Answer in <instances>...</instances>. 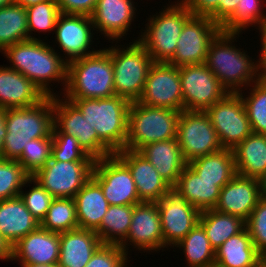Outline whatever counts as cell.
<instances>
[{"mask_svg": "<svg viewBox=\"0 0 266 267\" xmlns=\"http://www.w3.org/2000/svg\"><path fill=\"white\" fill-rule=\"evenodd\" d=\"M12 63L10 68L20 72L32 81L45 96H55L49 84L52 81L62 82V90L67 84V63L64 56L43 42L41 39H28L18 42L3 50ZM61 80V81H60ZM49 87V88H48Z\"/></svg>", "mask_w": 266, "mask_h": 267, "instance_id": "1", "label": "cell"}, {"mask_svg": "<svg viewBox=\"0 0 266 267\" xmlns=\"http://www.w3.org/2000/svg\"><path fill=\"white\" fill-rule=\"evenodd\" d=\"M7 135L2 158L17 160L32 139L49 137L53 131V96L25 108L5 109Z\"/></svg>", "mask_w": 266, "mask_h": 267, "instance_id": "2", "label": "cell"}, {"mask_svg": "<svg viewBox=\"0 0 266 267\" xmlns=\"http://www.w3.org/2000/svg\"><path fill=\"white\" fill-rule=\"evenodd\" d=\"M239 34L220 31L210 43L205 61L228 93H239L241 86L249 87L256 82V63L244 50L241 52L231 44Z\"/></svg>", "mask_w": 266, "mask_h": 267, "instance_id": "3", "label": "cell"}, {"mask_svg": "<svg viewBox=\"0 0 266 267\" xmlns=\"http://www.w3.org/2000/svg\"><path fill=\"white\" fill-rule=\"evenodd\" d=\"M64 98H109L115 96L112 59L100 49L67 64Z\"/></svg>", "mask_w": 266, "mask_h": 267, "instance_id": "4", "label": "cell"}, {"mask_svg": "<svg viewBox=\"0 0 266 267\" xmlns=\"http://www.w3.org/2000/svg\"><path fill=\"white\" fill-rule=\"evenodd\" d=\"M82 112L98 137L114 152L123 150L128 134L130 102L117 95L109 98H66Z\"/></svg>", "mask_w": 266, "mask_h": 267, "instance_id": "5", "label": "cell"}, {"mask_svg": "<svg viewBox=\"0 0 266 267\" xmlns=\"http://www.w3.org/2000/svg\"><path fill=\"white\" fill-rule=\"evenodd\" d=\"M180 111L132 102L125 148L139 151L149 143L176 138Z\"/></svg>", "mask_w": 266, "mask_h": 267, "instance_id": "6", "label": "cell"}, {"mask_svg": "<svg viewBox=\"0 0 266 267\" xmlns=\"http://www.w3.org/2000/svg\"><path fill=\"white\" fill-rule=\"evenodd\" d=\"M164 9L149 18L147 28L138 39L154 62H169L173 58L180 33L193 16L180 1Z\"/></svg>", "mask_w": 266, "mask_h": 267, "instance_id": "7", "label": "cell"}, {"mask_svg": "<svg viewBox=\"0 0 266 267\" xmlns=\"http://www.w3.org/2000/svg\"><path fill=\"white\" fill-rule=\"evenodd\" d=\"M107 50L112 59L115 94L130 103L137 102L154 61L138 40L126 49L112 46Z\"/></svg>", "mask_w": 266, "mask_h": 267, "instance_id": "8", "label": "cell"}, {"mask_svg": "<svg viewBox=\"0 0 266 267\" xmlns=\"http://www.w3.org/2000/svg\"><path fill=\"white\" fill-rule=\"evenodd\" d=\"M53 126L52 133L74 136L83 150L94 160L114 154L84 119L79 108L66 98L60 100L58 95L53 96Z\"/></svg>", "mask_w": 266, "mask_h": 267, "instance_id": "9", "label": "cell"}, {"mask_svg": "<svg viewBox=\"0 0 266 267\" xmlns=\"http://www.w3.org/2000/svg\"><path fill=\"white\" fill-rule=\"evenodd\" d=\"M176 138L187 163L223 149L205 111H181Z\"/></svg>", "mask_w": 266, "mask_h": 267, "instance_id": "10", "label": "cell"}, {"mask_svg": "<svg viewBox=\"0 0 266 267\" xmlns=\"http://www.w3.org/2000/svg\"><path fill=\"white\" fill-rule=\"evenodd\" d=\"M223 148L234 149L252 133L242 97L228 93L205 110Z\"/></svg>", "mask_w": 266, "mask_h": 267, "instance_id": "11", "label": "cell"}, {"mask_svg": "<svg viewBox=\"0 0 266 267\" xmlns=\"http://www.w3.org/2000/svg\"><path fill=\"white\" fill-rule=\"evenodd\" d=\"M94 161H56L52 157L33 176L54 198H74L91 178Z\"/></svg>", "mask_w": 266, "mask_h": 267, "instance_id": "12", "label": "cell"}, {"mask_svg": "<svg viewBox=\"0 0 266 267\" xmlns=\"http://www.w3.org/2000/svg\"><path fill=\"white\" fill-rule=\"evenodd\" d=\"M91 177L101 186L109 205H136L142 202L129 168L115 154L96 159Z\"/></svg>", "mask_w": 266, "mask_h": 267, "instance_id": "13", "label": "cell"}, {"mask_svg": "<svg viewBox=\"0 0 266 267\" xmlns=\"http://www.w3.org/2000/svg\"><path fill=\"white\" fill-rule=\"evenodd\" d=\"M184 110L205 111L228 91L205 63L179 67Z\"/></svg>", "mask_w": 266, "mask_h": 267, "instance_id": "14", "label": "cell"}, {"mask_svg": "<svg viewBox=\"0 0 266 267\" xmlns=\"http://www.w3.org/2000/svg\"><path fill=\"white\" fill-rule=\"evenodd\" d=\"M140 104L183 111L179 68L169 62H153L149 68Z\"/></svg>", "mask_w": 266, "mask_h": 267, "instance_id": "15", "label": "cell"}, {"mask_svg": "<svg viewBox=\"0 0 266 267\" xmlns=\"http://www.w3.org/2000/svg\"><path fill=\"white\" fill-rule=\"evenodd\" d=\"M221 27L210 17L192 16L184 25L177 41V48L169 63L176 67L203 64L209 45Z\"/></svg>", "mask_w": 266, "mask_h": 267, "instance_id": "16", "label": "cell"}, {"mask_svg": "<svg viewBox=\"0 0 266 267\" xmlns=\"http://www.w3.org/2000/svg\"><path fill=\"white\" fill-rule=\"evenodd\" d=\"M157 205L164 248L175 246L199 223L201 211L173 189L158 201Z\"/></svg>", "mask_w": 266, "mask_h": 267, "instance_id": "17", "label": "cell"}, {"mask_svg": "<svg viewBox=\"0 0 266 267\" xmlns=\"http://www.w3.org/2000/svg\"><path fill=\"white\" fill-rule=\"evenodd\" d=\"M130 240V241H129ZM152 252L164 248L157 202H141L133 207L132 221L126 239L119 245L127 254V244Z\"/></svg>", "mask_w": 266, "mask_h": 267, "instance_id": "18", "label": "cell"}, {"mask_svg": "<svg viewBox=\"0 0 266 267\" xmlns=\"http://www.w3.org/2000/svg\"><path fill=\"white\" fill-rule=\"evenodd\" d=\"M92 29L95 31L91 16L64 13L59 15L54 29L55 39L58 42L56 44H59L67 55L65 56L67 64L97 52L88 50L91 42H94Z\"/></svg>", "mask_w": 266, "mask_h": 267, "instance_id": "19", "label": "cell"}, {"mask_svg": "<svg viewBox=\"0 0 266 267\" xmlns=\"http://www.w3.org/2000/svg\"><path fill=\"white\" fill-rule=\"evenodd\" d=\"M114 154L129 168L142 202H158L172 189L154 165L138 151L123 149Z\"/></svg>", "mask_w": 266, "mask_h": 267, "instance_id": "20", "label": "cell"}, {"mask_svg": "<svg viewBox=\"0 0 266 267\" xmlns=\"http://www.w3.org/2000/svg\"><path fill=\"white\" fill-rule=\"evenodd\" d=\"M258 180L236 174L221 190L215 210L246 221L261 198Z\"/></svg>", "mask_w": 266, "mask_h": 267, "instance_id": "21", "label": "cell"}, {"mask_svg": "<svg viewBox=\"0 0 266 267\" xmlns=\"http://www.w3.org/2000/svg\"><path fill=\"white\" fill-rule=\"evenodd\" d=\"M60 233L39 226L12 246V261L21 264H58Z\"/></svg>", "mask_w": 266, "mask_h": 267, "instance_id": "22", "label": "cell"}, {"mask_svg": "<svg viewBox=\"0 0 266 267\" xmlns=\"http://www.w3.org/2000/svg\"><path fill=\"white\" fill-rule=\"evenodd\" d=\"M135 10L132 0H97L91 19L95 30L115 41L127 35Z\"/></svg>", "mask_w": 266, "mask_h": 267, "instance_id": "23", "label": "cell"}, {"mask_svg": "<svg viewBox=\"0 0 266 267\" xmlns=\"http://www.w3.org/2000/svg\"><path fill=\"white\" fill-rule=\"evenodd\" d=\"M46 96L27 77L9 66H0V108H25L41 102Z\"/></svg>", "mask_w": 266, "mask_h": 267, "instance_id": "24", "label": "cell"}, {"mask_svg": "<svg viewBox=\"0 0 266 267\" xmlns=\"http://www.w3.org/2000/svg\"><path fill=\"white\" fill-rule=\"evenodd\" d=\"M101 244L93 230L77 228L60 233L59 267H85Z\"/></svg>", "mask_w": 266, "mask_h": 267, "instance_id": "25", "label": "cell"}, {"mask_svg": "<svg viewBox=\"0 0 266 267\" xmlns=\"http://www.w3.org/2000/svg\"><path fill=\"white\" fill-rule=\"evenodd\" d=\"M138 152L154 165L159 175L172 187L188 164L182 156L177 138L149 143Z\"/></svg>", "mask_w": 266, "mask_h": 267, "instance_id": "26", "label": "cell"}, {"mask_svg": "<svg viewBox=\"0 0 266 267\" xmlns=\"http://www.w3.org/2000/svg\"><path fill=\"white\" fill-rule=\"evenodd\" d=\"M39 226L40 222L29 212L20 196L0 200V235L11 246Z\"/></svg>", "mask_w": 266, "mask_h": 267, "instance_id": "27", "label": "cell"}, {"mask_svg": "<svg viewBox=\"0 0 266 267\" xmlns=\"http://www.w3.org/2000/svg\"><path fill=\"white\" fill-rule=\"evenodd\" d=\"M199 211L214 209L220 194L218 181H208L200 178L188 165L172 187Z\"/></svg>", "mask_w": 266, "mask_h": 267, "instance_id": "28", "label": "cell"}, {"mask_svg": "<svg viewBox=\"0 0 266 267\" xmlns=\"http://www.w3.org/2000/svg\"><path fill=\"white\" fill-rule=\"evenodd\" d=\"M73 199L79 228L95 231L109 207L101 186L91 177Z\"/></svg>", "mask_w": 266, "mask_h": 267, "instance_id": "29", "label": "cell"}, {"mask_svg": "<svg viewBox=\"0 0 266 267\" xmlns=\"http://www.w3.org/2000/svg\"><path fill=\"white\" fill-rule=\"evenodd\" d=\"M262 254L252 243L246 227L215 250L217 267H257Z\"/></svg>", "mask_w": 266, "mask_h": 267, "instance_id": "30", "label": "cell"}, {"mask_svg": "<svg viewBox=\"0 0 266 267\" xmlns=\"http://www.w3.org/2000/svg\"><path fill=\"white\" fill-rule=\"evenodd\" d=\"M232 150L237 174L257 179L266 171V135L252 132Z\"/></svg>", "mask_w": 266, "mask_h": 267, "instance_id": "31", "label": "cell"}, {"mask_svg": "<svg viewBox=\"0 0 266 267\" xmlns=\"http://www.w3.org/2000/svg\"><path fill=\"white\" fill-rule=\"evenodd\" d=\"M187 165L200 178L208 181H218L220 189L237 174L233 150L227 148L198 157Z\"/></svg>", "mask_w": 266, "mask_h": 267, "instance_id": "32", "label": "cell"}, {"mask_svg": "<svg viewBox=\"0 0 266 267\" xmlns=\"http://www.w3.org/2000/svg\"><path fill=\"white\" fill-rule=\"evenodd\" d=\"M199 224L203 227L214 250L246 227L242 218L215 209L201 211Z\"/></svg>", "mask_w": 266, "mask_h": 267, "instance_id": "33", "label": "cell"}, {"mask_svg": "<svg viewBox=\"0 0 266 267\" xmlns=\"http://www.w3.org/2000/svg\"><path fill=\"white\" fill-rule=\"evenodd\" d=\"M135 205H109L100 226L95 230L102 244L120 245L127 237Z\"/></svg>", "mask_w": 266, "mask_h": 267, "instance_id": "34", "label": "cell"}, {"mask_svg": "<svg viewBox=\"0 0 266 267\" xmlns=\"http://www.w3.org/2000/svg\"><path fill=\"white\" fill-rule=\"evenodd\" d=\"M29 39L26 8L15 4L0 8V52Z\"/></svg>", "mask_w": 266, "mask_h": 267, "instance_id": "35", "label": "cell"}, {"mask_svg": "<svg viewBox=\"0 0 266 267\" xmlns=\"http://www.w3.org/2000/svg\"><path fill=\"white\" fill-rule=\"evenodd\" d=\"M174 247L182 248L189 267H211L215 264V250L199 223Z\"/></svg>", "mask_w": 266, "mask_h": 267, "instance_id": "36", "label": "cell"}, {"mask_svg": "<svg viewBox=\"0 0 266 267\" xmlns=\"http://www.w3.org/2000/svg\"><path fill=\"white\" fill-rule=\"evenodd\" d=\"M262 0H240L235 12L220 26L221 31L242 32L248 26L257 24L260 32L266 31V15L261 8Z\"/></svg>", "mask_w": 266, "mask_h": 267, "instance_id": "37", "label": "cell"}, {"mask_svg": "<svg viewBox=\"0 0 266 267\" xmlns=\"http://www.w3.org/2000/svg\"><path fill=\"white\" fill-rule=\"evenodd\" d=\"M40 226L51 232L62 233L79 228L73 198H54Z\"/></svg>", "mask_w": 266, "mask_h": 267, "instance_id": "38", "label": "cell"}, {"mask_svg": "<svg viewBox=\"0 0 266 267\" xmlns=\"http://www.w3.org/2000/svg\"><path fill=\"white\" fill-rule=\"evenodd\" d=\"M32 177L17 160L0 158V200L18 197Z\"/></svg>", "mask_w": 266, "mask_h": 267, "instance_id": "39", "label": "cell"}, {"mask_svg": "<svg viewBox=\"0 0 266 267\" xmlns=\"http://www.w3.org/2000/svg\"><path fill=\"white\" fill-rule=\"evenodd\" d=\"M250 95L244 97L241 93L245 111L250 122L252 132L266 135V85L259 82L251 84Z\"/></svg>", "mask_w": 266, "mask_h": 267, "instance_id": "40", "label": "cell"}, {"mask_svg": "<svg viewBox=\"0 0 266 267\" xmlns=\"http://www.w3.org/2000/svg\"><path fill=\"white\" fill-rule=\"evenodd\" d=\"M52 144V134L49 137L32 139L27 147H24L17 161L30 176H33L51 159Z\"/></svg>", "mask_w": 266, "mask_h": 267, "instance_id": "41", "label": "cell"}, {"mask_svg": "<svg viewBox=\"0 0 266 267\" xmlns=\"http://www.w3.org/2000/svg\"><path fill=\"white\" fill-rule=\"evenodd\" d=\"M29 39H38L31 36V32L53 31L56 27L57 19L61 14L58 4L55 0H47L42 3L26 8Z\"/></svg>", "mask_w": 266, "mask_h": 267, "instance_id": "42", "label": "cell"}, {"mask_svg": "<svg viewBox=\"0 0 266 267\" xmlns=\"http://www.w3.org/2000/svg\"><path fill=\"white\" fill-rule=\"evenodd\" d=\"M51 157L56 161H95L79 145L78 139L64 133H52Z\"/></svg>", "mask_w": 266, "mask_h": 267, "instance_id": "43", "label": "cell"}, {"mask_svg": "<svg viewBox=\"0 0 266 267\" xmlns=\"http://www.w3.org/2000/svg\"><path fill=\"white\" fill-rule=\"evenodd\" d=\"M253 245L262 254L266 255V197H261L245 221Z\"/></svg>", "mask_w": 266, "mask_h": 267, "instance_id": "44", "label": "cell"}, {"mask_svg": "<svg viewBox=\"0 0 266 267\" xmlns=\"http://www.w3.org/2000/svg\"><path fill=\"white\" fill-rule=\"evenodd\" d=\"M32 182L35 184L32 189L28 193L21 190L19 196L29 212L41 223L54 197L33 178Z\"/></svg>", "mask_w": 266, "mask_h": 267, "instance_id": "45", "label": "cell"}, {"mask_svg": "<svg viewBox=\"0 0 266 267\" xmlns=\"http://www.w3.org/2000/svg\"><path fill=\"white\" fill-rule=\"evenodd\" d=\"M127 256L117 244H101L85 267H127Z\"/></svg>", "mask_w": 266, "mask_h": 267, "instance_id": "46", "label": "cell"}, {"mask_svg": "<svg viewBox=\"0 0 266 267\" xmlns=\"http://www.w3.org/2000/svg\"><path fill=\"white\" fill-rule=\"evenodd\" d=\"M59 10L64 14L91 16L97 0H55Z\"/></svg>", "mask_w": 266, "mask_h": 267, "instance_id": "47", "label": "cell"}, {"mask_svg": "<svg viewBox=\"0 0 266 267\" xmlns=\"http://www.w3.org/2000/svg\"><path fill=\"white\" fill-rule=\"evenodd\" d=\"M193 16L210 17L217 9L219 0H181Z\"/></svg>", "mask_w": 266, "mask_h": 267, "instance_id": "48", "label": "cell"}, {"mask_svg": "<svg viewBox=\"0 0 266 267\" xmlns=\"http://www.w3.org/2000/svg\"><path fill=\"white\" fill-rule=\"evenodd\" d=\"M240 0H219L218 9L210 16L211 20L221 26L236 10Z\"/></svg>", "mask_w": 266, "mask_h": 267, "instance_id": "49", "label": "cell"}, {"mask_svg": "<svg viewBox=\"0 0 266 267\" xmlns=\"http://www.w3.org/2000/svg\"><path fill=\"white\" fill-rule=\"evenodd\" d=\"M260 33L261 53L259 63L256 62V81L266 85V31Z\"/></svg>", "mask_w": 266, "mask_h": 267, "instance_id": "50", "label": "cell"}, {"mask_svg": "<svg viewBox=\"0 0 266 267\" xmlns=\"http://www.w3.org/2000/svg\"><path fill=\"white\" fill-rule=\"evenodd\" d=\"M0 260H12V246L0 235Z\"/></svg>", "mask_w": 266, "mask_h": 267, "instance_id": "51", "label": "cell"}, {"mask_svg": "<svg viewBox=\"0 0 266 267\" xmlns=\"http://www.w3.org/2000/svg\"><path fill=\"white\" fill-rule=\"evenodd\" d=\"M7 135L5 110L0 108V158H2V150L4 147V138Z\"/></svg>", "mask_w": 266, "mask_h": 267, "instance_id": "52", "label": "cell"}, {"mask_svg": "<svg viewBox=\"0 0 266 267\" xmlns=\"http://www.w3.org/2000/svg\"><path fill=\"white\" fill-rule=\"evenodd\" d=\"M262 197H266V171L257 178Z\"/></svg>", "mask_w": 266, "mask_h": 267, "instance_id": "53", "label": "cell"}, {"mask_svg": "<svg viewBox=\"0 0 266 267\" xmlns=\"http://www.w3.org/2000/svg\"><path fill=\"white\" fill-rule=\"evenodd\" d=\"M45 1L47 0H14V3L27 8V7L36 5L37 3H42Z\"/></svg>", "mask_w": 266, "mask_h": 267, "instance_id": "54", "label": "cell"}, {"mask_svg": "<svg viewBox=\"0 0 266 267\" xmlns=\"http://www.w3.org/2000/svg\"><path fill=\"white\" fill-rule=\"evenodd\" d=\"M22 267H59L58 264H21Z\"/></svg>", "mask_w": 266, "mask_h": 267, "instance_id": "55", "label": "cell"}, {"mask_svg": "<svg viewBox=\"0 0 266 267\" xmlns=\"http://www.w3.org/2000/svg\"><path fill=\"white\" fill-rule=\"evenodd\" d=\"M257 267H266V255H262Z\"/></svg>", "mask_w": 266, "mask_h": 267, "instance_id": "56", "label": "cell"}, {"mask_svg": "<svg viewBox=\"0 0 266 267\" xmlns=\"http://www.w3.org/2000/svg\"><path fill=\"white\" fill-rule=\"evenodd\" d=\"M14 0H0V8L8 6L12 4Z\"/></svg>", "mask_w": 266, "mask_h": 267, "instance_id": "57", "label": "cell"}]
</instances>
